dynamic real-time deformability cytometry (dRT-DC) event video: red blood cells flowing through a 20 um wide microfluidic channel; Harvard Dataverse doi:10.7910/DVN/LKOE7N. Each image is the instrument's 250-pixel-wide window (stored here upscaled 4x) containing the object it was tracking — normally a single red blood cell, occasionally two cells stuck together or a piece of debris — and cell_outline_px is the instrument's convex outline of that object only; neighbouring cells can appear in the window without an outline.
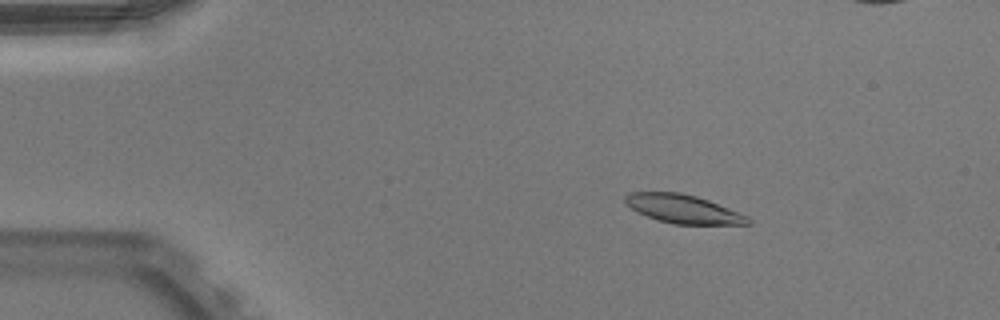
{"species": "Egyptian fruit bat (a non-hibernating species)", "species_latin": "Rousettus aegyptiacus", "temperature_condition": "warm", "stored_images_in_passage": 52, "camera_frame_rate_fps": 3000, "um_per_image_px": 0.085, "animal": {"sex": "male"}, "frame": {"image": 1, "passage_image": 8, "time_ms": 2.333, "image_size_px": [1000, 320], "cell_outline_px": [[752, 224], [672, 224], [656, 220], [624, 204], [624, 196], [628, 192], [680, 192], [696, 196], [708, 200], [740, 212], [748, 216], [752, 220]], "centroid_in_image_um": [58.08, 17.76], "position_along_channel_um": 26.9, "area_um2": 20.52}}
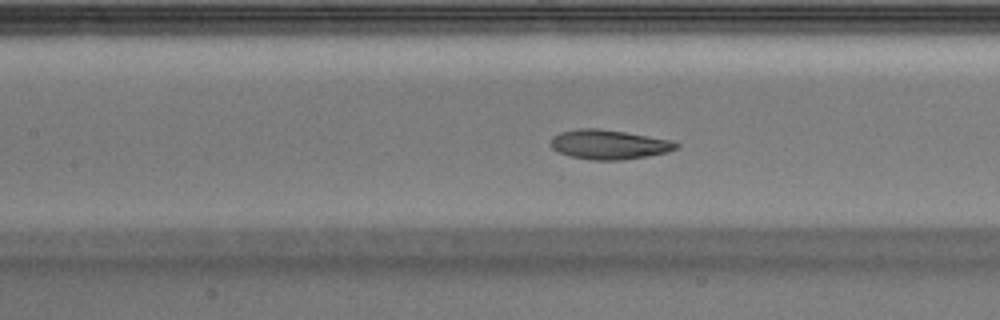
{"frame": {"image": 2, "passage_image": 23, "time_ms": 7.333, "image_size_px": [1000, 320], "cell_outline_px": [[680, 144], [676, 148], [668, 152], [648, 156], [620, 160], [592, 160], [568, 156], [552, 148], [548, 144], [552, 136], [560, 132], [576, 128], [600, 128], [672, 140]], "centroid_in_image_um": [51.72, 12.28], "position_along_channel_um": 155.7, "area_um2": 21.73}}
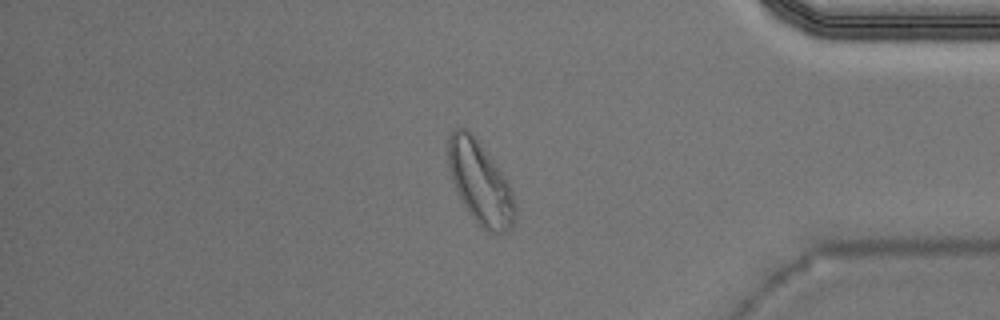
{"frame": {"image": 3, "passage_image": 43, "time_ms": 14.0, "image_size_px": [1000, 320], "cell_outline_px": [[516, 220], [512, 228], [496, 236], [484, 232], [468, 212], [456, 192], [452, 180], [448, 164], [448, 136], [456, 128], [468, 128], [472, 132], [504, 176], [512, 188], [516, 208]], "centroid_in_image_um": [40.83, 15.6], "position_along_channel_um": 394.4, "area_um2": 32.77}, "authors_computed_cell_mechanics": {"area_um2": 21.9351, "velocity_mm_per_s": 3.9565, "shape_relaxation_time_tau1_ms": 3.54, "shape_relaxation_time_tau2_ms": 1.8086, "deformation_change_tau1": 0.1487, "deformation_change_tau2": 0.0819}}